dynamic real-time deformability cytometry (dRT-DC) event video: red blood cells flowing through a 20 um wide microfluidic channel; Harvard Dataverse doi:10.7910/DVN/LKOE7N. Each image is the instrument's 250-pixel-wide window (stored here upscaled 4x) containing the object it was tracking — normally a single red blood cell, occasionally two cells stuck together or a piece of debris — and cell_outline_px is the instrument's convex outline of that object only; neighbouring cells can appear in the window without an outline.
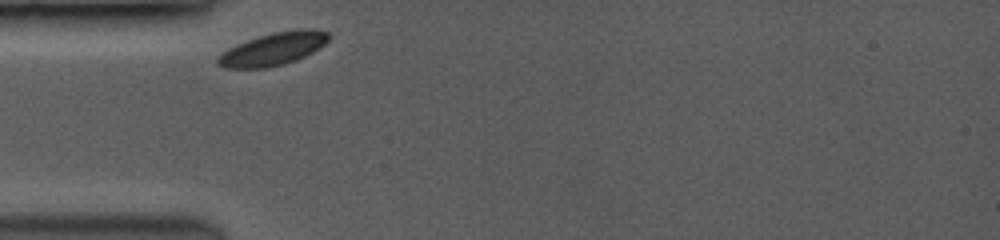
{"species": "common noctule bat (a hibernating species)", "species_latin": "Nyctalus noctula", "temperature_condition": "room temperature", "stored_images_in_passage": 5, "camera_frame_rate_fps": 3500, "um_per_image_px": 0.085, "animal": {"sex": "female", "body_mass_g": 19.0, "forearm_length_mm": 53.3}, "frame": {"image": 1, "passage_image": 1, "time_ms": 0.0, "image_size_px": [1000, 240], "cell_outline_px": [[332, 36], [320, 48], [296, 60], [284, 64], [264, 68], [224, 68], [216, 64], [216, 60], [228, 48], [248, 40], [272, 32], [296, 28], [312, 28], [328, 32]], "centroid_in_image_um": [23.27, 4.14], "position_along_channel_um": 61.7, "area_um2": 21.21}}
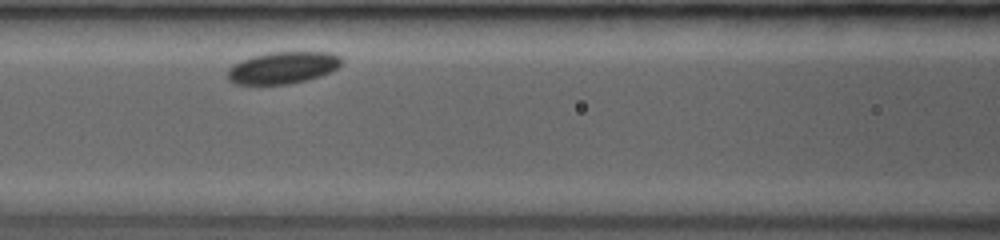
{"frame": {"image": 2, "passage_image": 4, "time_ms": 2.286, "image_size_px": [1000, 240], "cell_outline_px": [[344, 60], [336, 68], [320, 76], [308, 80], [288, 84], [236, 84], [228, 80], [228, 68], [232, 64], [240, 60], [252, 56], [268, 52], [332, 52], [340, 56]], "centroid_in_image_um": [24.03, 5.74], "position_along_channel_um": 142.6, "area_um2": 21.33}}
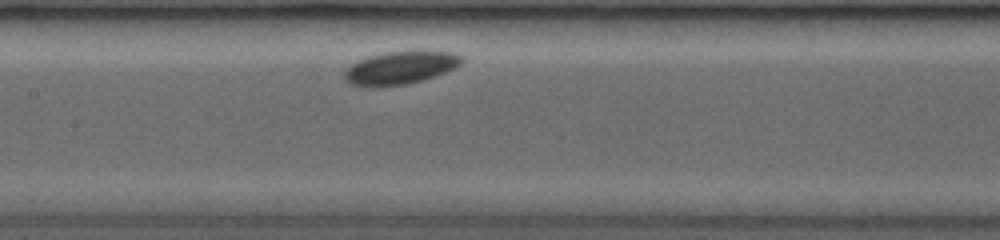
{"frame": {"image": 3, "passage_image": 5, "time_ms": 3.143, "image_size_px": [1000, 240], "cell_outline_px": [[464, 60], [456, 68], [408, 84], [352, 84], [344, 76], [344, 72], [356, 60], [368, 56], [384, 52], [452, 52], [460, 56]], "centroid_in_image_um": [34.05, 5.72], "position_along_channel_um": 173.3, "area_um2": 21.33}}